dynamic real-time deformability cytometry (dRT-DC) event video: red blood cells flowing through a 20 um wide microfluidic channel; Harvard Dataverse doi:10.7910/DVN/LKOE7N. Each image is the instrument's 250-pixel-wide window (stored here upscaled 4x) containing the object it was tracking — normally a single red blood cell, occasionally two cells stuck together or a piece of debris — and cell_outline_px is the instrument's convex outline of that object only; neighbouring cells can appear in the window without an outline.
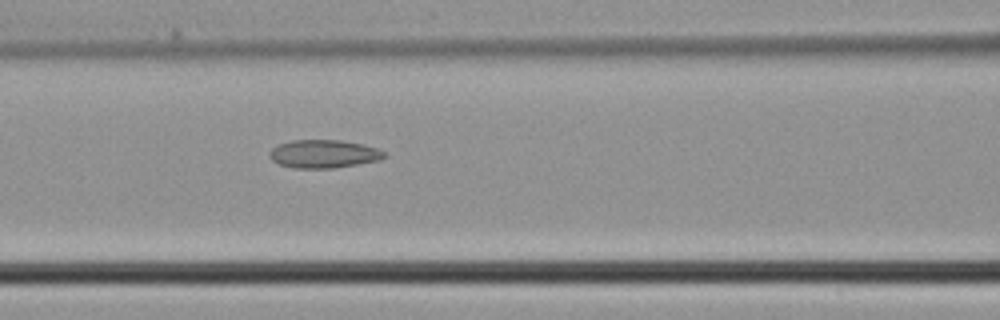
{"species": "common noctule bat (a hibernating species)", "species_latin": "Nyctalus noctula", "temperature_condition": "cold", "stored_images_in_passage": 5, "camera_frame_rate_fps": 3000, "um_per_image_px": 0.085, "animal": {"sex": "male", "body_mass_g": 21.5, "forearm_length_mm": 52.0}, "frame": {"image": 1, "passage_image": 5, "time_ms": 1.333, "image_size_px": [1000, 320], "cell_outline_px": [[384, 156], [380, 160], [332, 168], [296, 168], [280, 164], [272, 160], [268, 156], [268, 152], [272, 148], [280, 144], [292, 140], [340, 140], [360, 144], [376, 148], [384, 152]], "centroid_in_image_um": [27.46, 13.08], "position_along_channel_um": 139.1, "area_um2": 18.55}}